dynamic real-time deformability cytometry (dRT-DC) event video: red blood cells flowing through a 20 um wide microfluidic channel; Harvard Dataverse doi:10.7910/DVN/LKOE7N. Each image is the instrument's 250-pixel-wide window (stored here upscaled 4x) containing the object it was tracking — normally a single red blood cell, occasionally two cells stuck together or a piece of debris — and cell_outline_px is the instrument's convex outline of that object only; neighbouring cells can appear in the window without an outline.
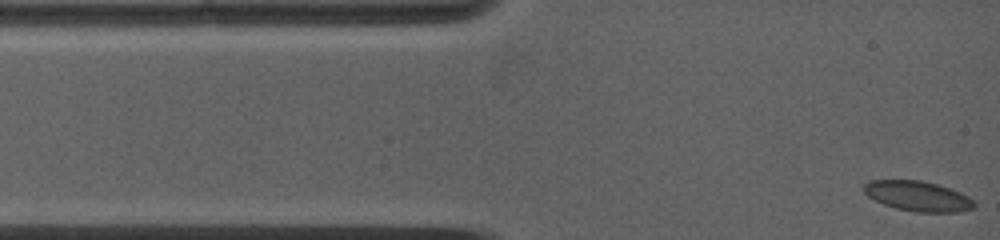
{"species": "common noctule bat (a hibernating species)", "species_latin": "Nyctalus noctula", "temperature_condition": "warm", "stored_images_in_passage": 13, "camera_frame_rate_fps": 5000, "um_per_image_px": 0.085, "animal": {"sex": "female", "body_mass_g": 19.0, "forearm_length_mm": 53.3}, "frame": {"image": 1, "passage_image": 1, "time_ms": 0.0, "image_size_px": [1000, 240], "cell_outline_px": [[976, 204], [972, 208], [960, 212], [916, 212], [896, 208], [884, 204], [868, 196], [864, 192], [864, 184], [872, 180], [920, 180], [936, 184], [960, 192], [968, 196]], "centroid_in_image_um": [78.02, 16.67], "position_along_channel_um": 7.0, "area_um2": 19.13}}
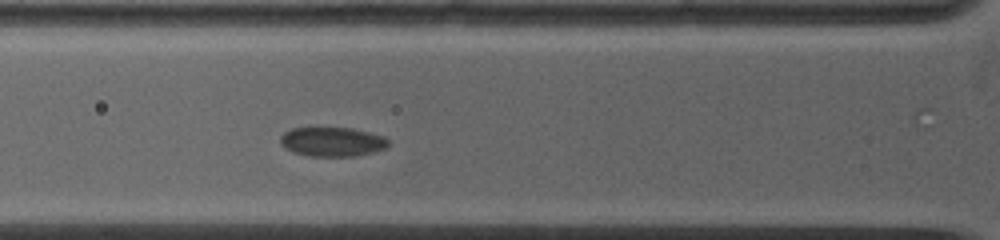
{"frame": {"image": 2, "passage_image": 6, "time_ms": 3.8, "image_size_px": [1000, 240], "cell_outline_px": [[388, 144], [384, 148], [372, 152], [356, 156], [308, 156], [292, 152], [284, 148], [280, 144], [280, 136], [284, 132], [292, 128], [352, 128], [384, 136], [388, 140]], "centroid_in_image_um": [28.19, 12.05], "position_along_channel_um": 97.6, "area_um2": 18.44}}
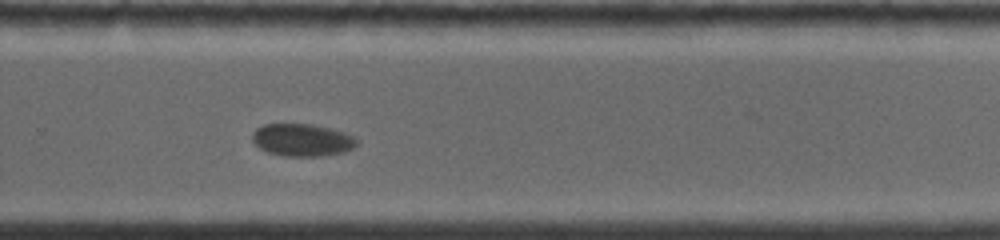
{"frame": {"image": 3, "passage_image": 13, "time_ms": 9.4, "image_size_px": [1000, 240], "cell_outline_px": [[360, 140], [352, 148], [344, 152], [320, 156], [284, 156], [268, 152], [260, 148], [252, 140], [252, 132], [256, 128], [264, 124], [312, 124], [344, 132]], "centroid_in_image_um": [25.67, 11.9], "position_along_channel_um": 304.1, "area_um2": 19.71}}